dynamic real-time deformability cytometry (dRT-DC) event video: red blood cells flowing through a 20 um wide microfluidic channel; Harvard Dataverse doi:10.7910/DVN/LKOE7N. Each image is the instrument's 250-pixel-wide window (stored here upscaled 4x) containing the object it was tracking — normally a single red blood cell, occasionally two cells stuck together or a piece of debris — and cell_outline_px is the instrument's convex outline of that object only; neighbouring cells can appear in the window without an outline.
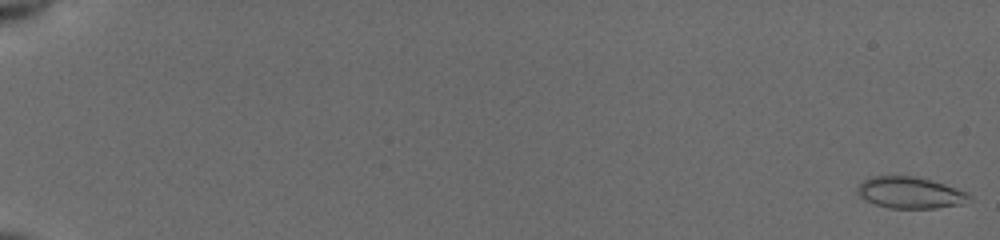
{"species": "common noctule bat (a hibernating species)", "species_latin": "Nyctalus noctula", "temperature_condition": "cold", "stored_images_in_passage": 55, "camera_frame_rate_fps": 3000, "um_per_image_px": 0.085, "animal": {"sex": "female", "body_mass_g": 19.5, "forearm_length_mm": 54.1}, "frame": {"image": 1, "passage_image": 1, "time_ms": 0.0, "image_size_px": [1000, 240], "cell_outline_px": [[972, 196], [960, 204], [936, 208], [888, 208], [876, 204], [860, 196], [856, 192], [856, 188], [864, 180], [872, 176], [912, 176], [944, 184], [968, 192]], "centroid_in_image_um": [77.34, 16.38], "position_along_channel_um": 7.7, "area_um2": 20.17}}
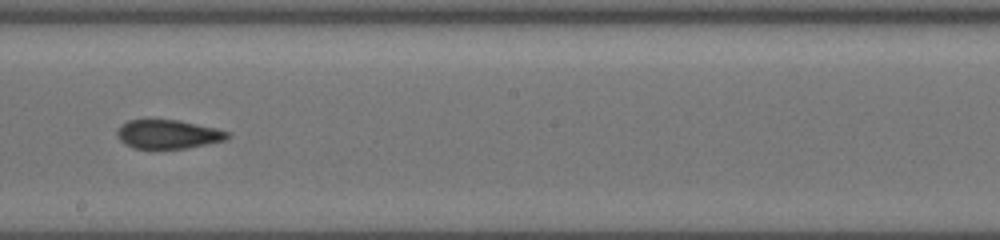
{"frame": {"image": 2, "passage_image": 34, "time_ms": 11.0, "image_size_px": [1000, 240], "cell_outline_px": [[232, 132], [224, 140], [188, 148], [132, 148], [124, 144], [116, 136], [116, 132], [120, 124], [128, 120], [180, 120], [216, 128]], "centroid_in_image_um": [14.25, 11.4], "position_along_channel_um": 233.9, "area_um2": 18.61}}
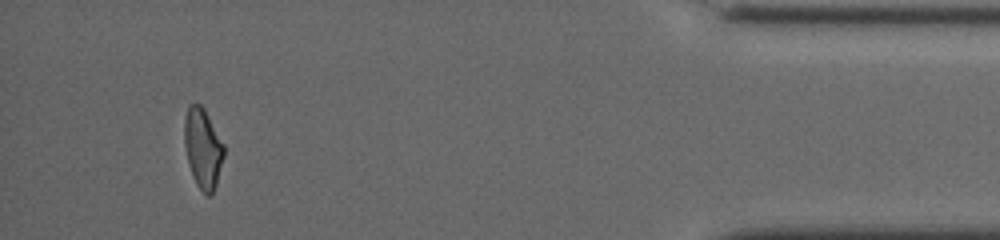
{"frame": {"image": 3, "passage_image": 52, "time_ms": 17.0, "image_size_px": [1000, 240], "cell_outline_px": [[224, 156], [216, 184], [212, 192], [208, 196], [196, 184], [188, 164], [184, 144], [184, 120], [188, 104], [200, 104], [204, 108], [224, 144]], "centroid_in_image_um": [17.23, 12.57], "position_along_channel_um": 418.0, "area_um2": 18.32}, "authors_computed_cell_mechanics": {"area_um2": 19.2474, "velocity_mm_per_s": 3.9408, "shape_relaxation_time_tau1_ms": null, "shape_relaxation_time_tau2_ms": 1.5024, "deformation_change_tau1": null, "deformation_change_tau2": 0.0785}}